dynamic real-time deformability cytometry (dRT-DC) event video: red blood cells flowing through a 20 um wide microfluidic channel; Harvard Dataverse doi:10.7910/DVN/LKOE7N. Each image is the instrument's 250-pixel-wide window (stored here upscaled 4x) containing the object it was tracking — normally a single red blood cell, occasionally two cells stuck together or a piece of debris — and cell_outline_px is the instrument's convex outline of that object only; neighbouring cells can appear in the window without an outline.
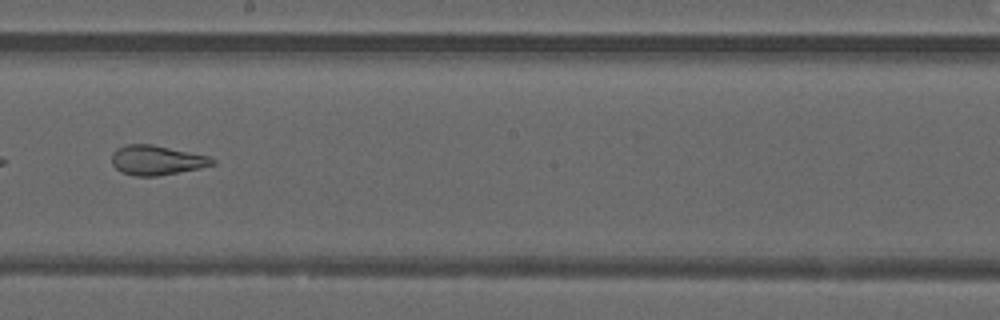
{"species": "common noctule bat (a hibernating species)", "species_latin": "Nyctalus noctula", "temperature_condition": "warm", "stored_images_in_passage": 46, "camera_frame_rate_fps": 3000, "um_per_image_px": 0.085, "animal": {"sex": "male", "forearm_length_mm": 52.5}, "frame": {"image": 1, "passage_image": 27, "time_ms": 8.667, "image_size_px": [1000, 320], "cell_outline_px": [[216, 164], [200, 168], [156, 176], [136, 176], [120, 172], [112, 164], [112, 152], [116, 148], [128, 144], [152, 144], [208, 156], [216, 160]], "centroid_in_image_um": [13.3, 13.61], "position_along_channel_um": 234.9, "area_um2": 17.34}, "authors_computed_cell_mechanics": {"area_um2": 21.7906, "velocity_mm_per_s": 4.2479, "shape_relaxation_time_tau1_ms": null, "shape_relaxation_time_tau2_ms": 1.4152, "deformation_change_tau1": null, "deformation_change_tau2": 0.0993}}